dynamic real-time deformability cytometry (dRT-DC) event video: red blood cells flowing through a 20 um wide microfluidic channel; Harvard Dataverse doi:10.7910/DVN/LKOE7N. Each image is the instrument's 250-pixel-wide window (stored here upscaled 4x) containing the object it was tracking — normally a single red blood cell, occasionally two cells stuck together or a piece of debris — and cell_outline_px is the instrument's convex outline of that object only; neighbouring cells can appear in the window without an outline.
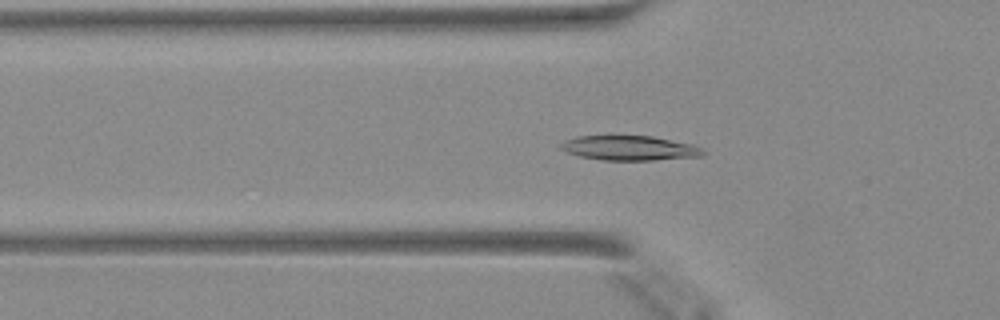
{"species": "Egyptian fruit bat (a non-hibernating species)", "species_latin": "Rousettus aegyptiacus", "temperature_condition": "warm", "stored_images_in_passage": 49, "camera_frame_rate_fps": 3000, "um_per_image_px": 0.085, "animal": {"sex": "female"}, "frame": {"image": 1, "passage_image": 17, "time_ms": 5.333, "image_size_px": [1000, 320], "cell_outline_px": [[708, 152], [704, 156], [656, 160], [600, 160], [580, 156], [568, 152], [560, 148], [560, 144], [564, 140], [576, 136], [652, 136], [692, 144], [704, 148]], "centroid_in_image_um": [53.57, 12.59], "position_along_channel_um": 72.2, "area_um2": 20.63}}
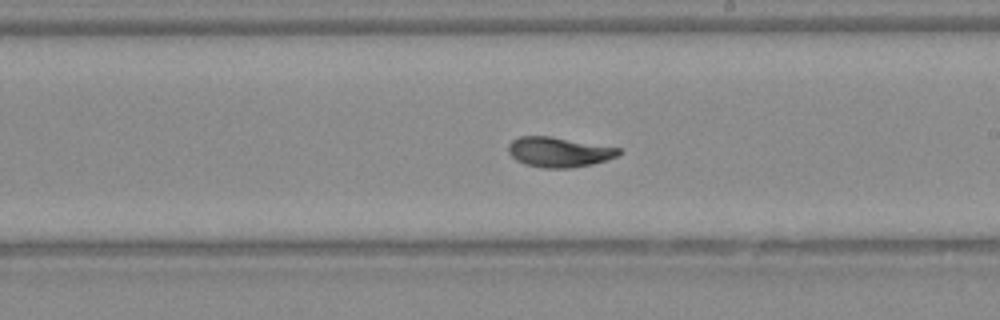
{"frame": {"image": 2, "passage_image": 29, "time_ms": 9.333, "image_size_px": [1000, 320], "cell_outline_px": [[620, 152], [616, 156], [592, 164], [572, 168], [544, 168], [524, 164], [516, 160], [508, 152], [508, 144], [512, 140], [520, 136], [548, 136], [620, 148]], "centroid_in_image_um": [47.45, 12.93], "position_along_channel_um": 241.5, "area_um2": 19.07}}
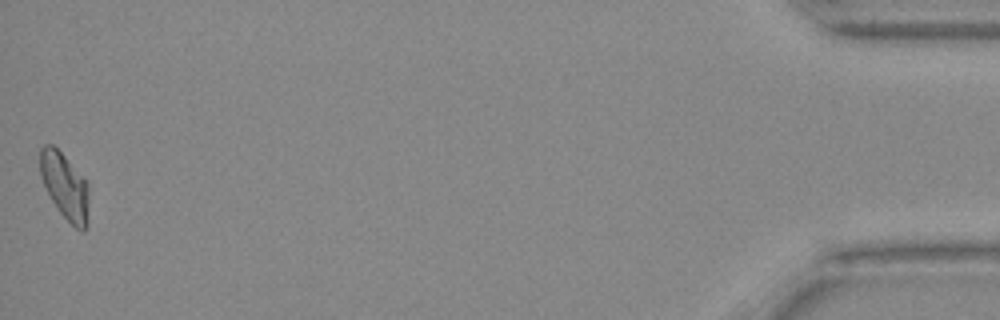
{"frame": {"image": 3, "passage_image": 49, "time_ms": 16.0, "image_size_px": [1000, 320], "cell_outline_px": [[88, 224], [84, 232], [80, 232], [60, 212], [52, 200], [40, 176], [40, 148], [44, 144], [52, 144], [64, 156], [88, 184]], "centroid_in_image_um": [5.51, 15.85], "position_along_channel_um": 429.7, "area_um2": 18.55}}